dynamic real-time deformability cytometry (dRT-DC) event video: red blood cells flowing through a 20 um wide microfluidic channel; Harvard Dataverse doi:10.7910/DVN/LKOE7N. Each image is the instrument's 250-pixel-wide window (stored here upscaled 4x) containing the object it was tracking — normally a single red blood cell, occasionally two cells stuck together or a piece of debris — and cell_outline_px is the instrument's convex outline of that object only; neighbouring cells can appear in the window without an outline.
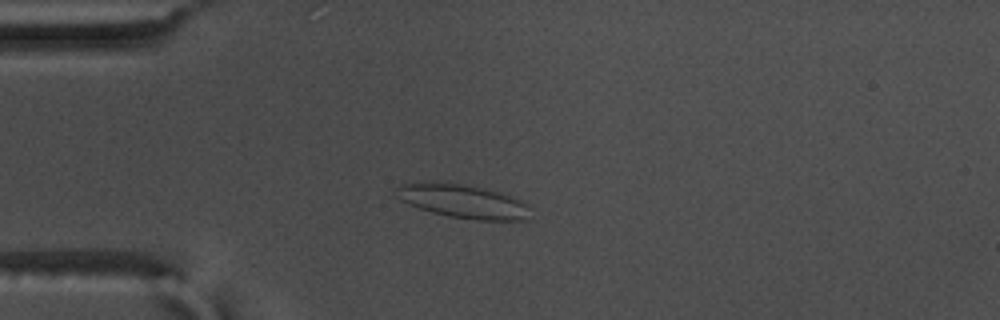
{"species": "common noctule bat (a hibernating species)", "species_latin": "Nyctalus noctula", "temperature_condition": "warm", "stored_images_in_passage": 53, "camera_frame_rate_fps": 3000, "um_per_image_px": 0.085, "animal": {"sex": "male", "body_mass_g": 17.5, "forearm_length_mm": 52.3}, "frame": {"image": 1, "passage_image": 12, "time_ms": 3.667, "image_size_px": [1000, 320], "cell_outline_px": [[528, 204], [524, 220], [476, 220], [448, 216], [432, 212], [408, 204], [400, 200], [396, 196], [396, 188], [400, 184], [464, 184], [484, 188], [500, 192], [512, 196]], "centroid_in_image_um": [39.35, 17.13], "position_along_channel_um": 45.6, "area_um2": 25.49}}
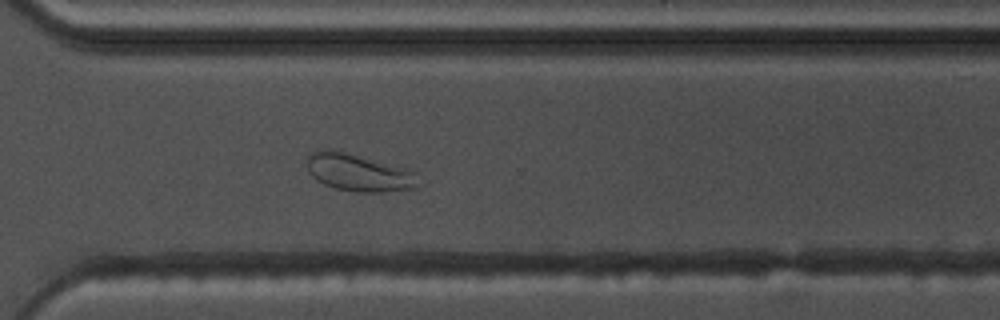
{"frame": {"image": 2, "passage_image": 38, "time_ms": 12.333, "image_size_px": [1000, 320], "cell_outline_px": [[416, 172], [412, 188], [384, 192], [360, 192], [336, 188], [324, 184], [316, 180], [308, 172], [308, 156], [312, 152], [324, 148], [344, 152], [404, 168]], "centroid_in_image_um": [30.39, 14.66], "position_along_channel_um": 340.2, "area_um2": 23.47}}
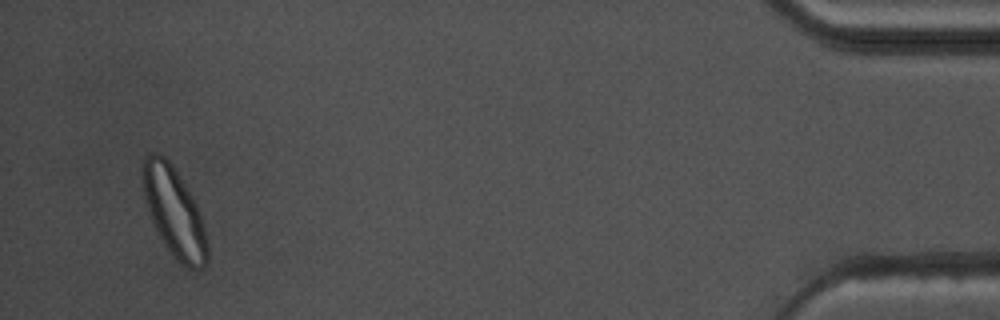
{"frame": {"image": 3, "passage_image": 51, "time_ms": 16.667, "image_size_px": [1000, 320], "cell_outline_px": [[208, 260], [196, 272], [188, 268], [176, 260], [168, 252], [152, 220], [144, 196], [140, 172], [140, 168], [144, 156], [148, 152], [156, 152], [164, 156], [172, 164], [192, 196], [196, 204], [208, 240]], "centroid_in_image_um": [14.78, 18.0], "position_along_channel_um": 420.4, "area_um2": 33.87}, "authors_computed_cell_mechanics": {"area_um2": 25.4898, "velocity_mm_per_s": 3.6268, "shape_relaxation_time_tau1_ms": null, "shape_relaxation_time_tau2_ms": 0.6532, "deformation_change_tau1": null, "deformation_change_tau2": 0.0683}}